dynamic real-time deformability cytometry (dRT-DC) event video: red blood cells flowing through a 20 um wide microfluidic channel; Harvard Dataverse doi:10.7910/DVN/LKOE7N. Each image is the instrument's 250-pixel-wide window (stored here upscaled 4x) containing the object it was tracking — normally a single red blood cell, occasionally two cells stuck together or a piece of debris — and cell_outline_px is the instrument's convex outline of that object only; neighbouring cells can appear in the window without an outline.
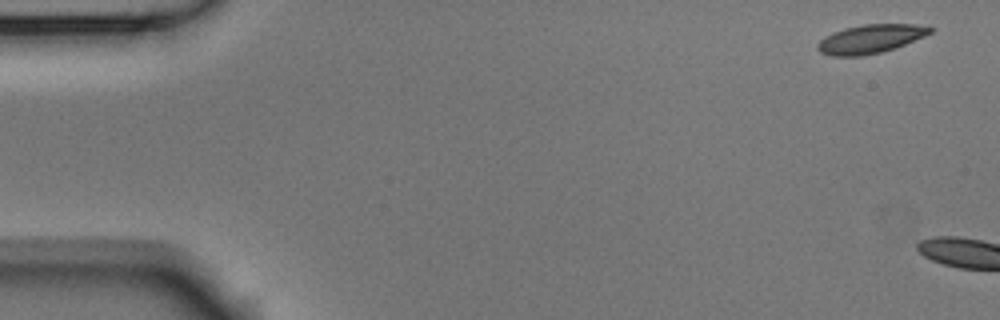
{"species": "Egyptian fruit bat (a non-hibernating species)", "species_latin": "Rousettus aegyptiacus", "temperature_condition": "room temperature", "stored_images_in_passage": 2, "camera_frame_rate_fps": 3000, "um_per_image_px": 0.085, "animal": {"sex": "male"}, "frame": {"image": 1, "passage_image": 1, "time_ms": 0.0, "image_size_px": [1000, 320], "cell_outline_px": [[936, 28], [932, 32], [924, 36], [896, 48], [880, 52], [860, 56], [832, 56], [820, 52], [816, 48], [816, 44], [824, 36], [832, 32], [844, 28], [864, 24], [916, 24]], "centroid_in_image_um": [73.97, 3.3], "position_along_channel_um": 11.0, "area_um2": 18.96}}